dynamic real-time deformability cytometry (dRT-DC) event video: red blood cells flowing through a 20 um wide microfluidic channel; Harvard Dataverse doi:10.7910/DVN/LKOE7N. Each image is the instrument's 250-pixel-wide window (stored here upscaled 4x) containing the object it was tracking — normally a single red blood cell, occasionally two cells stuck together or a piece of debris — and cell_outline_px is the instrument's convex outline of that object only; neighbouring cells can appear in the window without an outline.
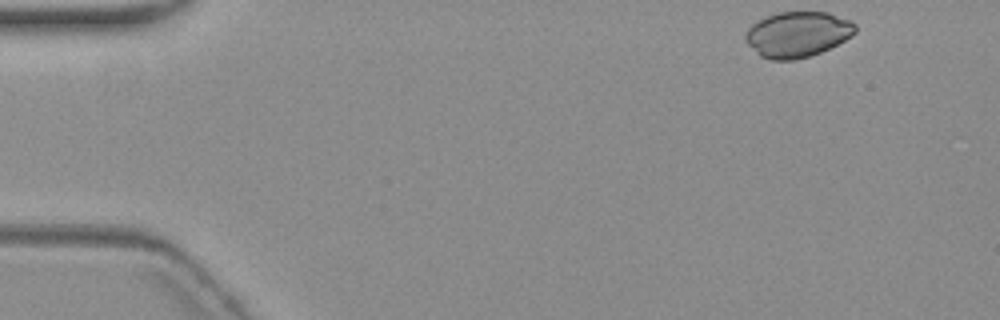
{"species": "common noctule bat (a hibernating species)", "species_latin": "Nyctalus noctula", "temperature_condition": "warm", "stored_images_in_passage": 5, "camera_frame_rate_fps": 3000, "um_per_image_px": 0.085, "animal": {"sex": "female", "body_mass_g": 19.3, "forearm_length_mm": 54.1}, "frame": {"image": 1, "passage_image": 1, "time_ms": 0.0, "image_size_px": [1000, 320], "cell_outline_px": [[856, 32], [852, 36], [820, 52], [808, 56], [792, 60], [772, 60], [760, 56], [744, 40], [744, 36], [748, 28], [756, 20], [780, 12], [828, 12], [852, 20], [856, 24]], "centroid_in_image_um": [67.79, 2.9], "position_along_channel_um": 17.2, "area_um2": 29.13}}